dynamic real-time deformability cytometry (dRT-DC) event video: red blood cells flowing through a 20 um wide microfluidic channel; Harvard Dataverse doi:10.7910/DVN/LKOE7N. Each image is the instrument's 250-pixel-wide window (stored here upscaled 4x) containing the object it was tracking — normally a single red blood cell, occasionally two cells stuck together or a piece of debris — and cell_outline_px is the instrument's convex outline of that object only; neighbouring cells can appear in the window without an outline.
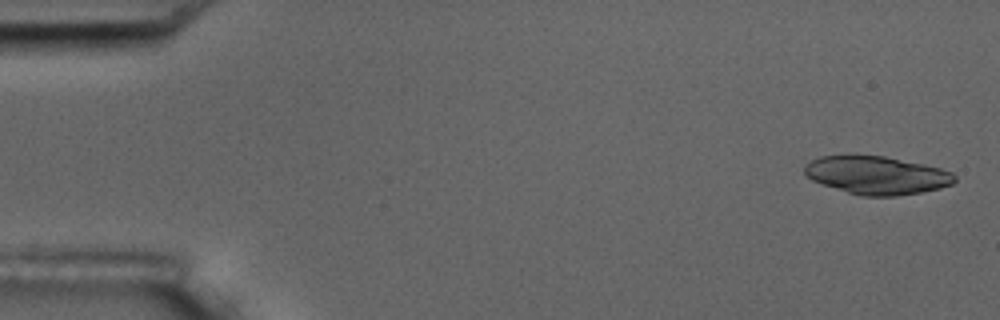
{"species": "common noctule bat (a hibernating species)", "species_latin": "Nyctalus noctula", "temperature_condition": "room temperature", "stored_images_in_passage": 5, "camera_frame_rate_fps": 3000, "um_per_image_px": 0.085, "animal": {"sex": "male", "body_mass_g": 17.5, "forearm_length_mm": 52.3}, "frame": {"image": 1, "passage_image": 1, "time_ms": 0.0, "image_size_px": [1000, 320], "cell_outline_px": [[956, 180], [952, 184], [940, 188], [920, 192], [896, 196], [860, 196], [812, 180], [804, 172], [804, 164], [820, 156], [884, 156], [924, 164], [940, 168], [952, 172], [956, 176]], "centroid_in_image_um": [74.55, 14.9], "position_along_channel_um": 10.5, "area_um2": 33.0}}